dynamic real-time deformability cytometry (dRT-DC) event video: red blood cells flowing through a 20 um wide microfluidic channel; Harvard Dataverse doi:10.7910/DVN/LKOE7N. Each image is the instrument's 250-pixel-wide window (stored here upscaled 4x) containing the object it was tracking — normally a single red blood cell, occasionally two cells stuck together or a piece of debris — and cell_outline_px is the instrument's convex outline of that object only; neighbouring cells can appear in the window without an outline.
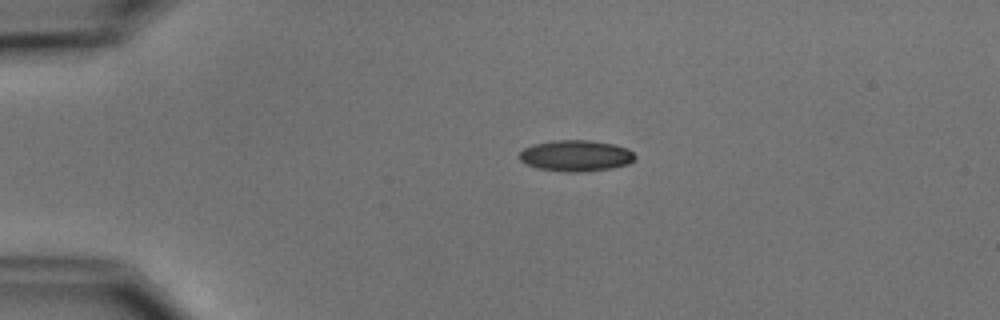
{"species": "common noctule bat (a hibernating species)", "species_latin": "Nyctalus noctula", "temperature_condition": "cold", "stored_images_in_passage": 5, "camera_frame_rate_fps": 3000, "um_per_image_px": 0.085, "animal": {"sex": "male", "body_mass_g": 15.6}, "frame": {"image": 1, "passage_image": 5, "time_ms": 5.667, "image_size_px": [1000, 320], "cell_outline_px": [[636, 156], [628, 164], [612, 168], [580, 172], [564, 172], [536, 168], [524, 164], [516, 156], [524, 148], [532, 144], [552, 140], [592, 140], [612, 144], [628, 148]], "centroid_in_image_um": [48.89, 13.23], "position_along_channel_um": 36.1, "area_um2": 21.27}}